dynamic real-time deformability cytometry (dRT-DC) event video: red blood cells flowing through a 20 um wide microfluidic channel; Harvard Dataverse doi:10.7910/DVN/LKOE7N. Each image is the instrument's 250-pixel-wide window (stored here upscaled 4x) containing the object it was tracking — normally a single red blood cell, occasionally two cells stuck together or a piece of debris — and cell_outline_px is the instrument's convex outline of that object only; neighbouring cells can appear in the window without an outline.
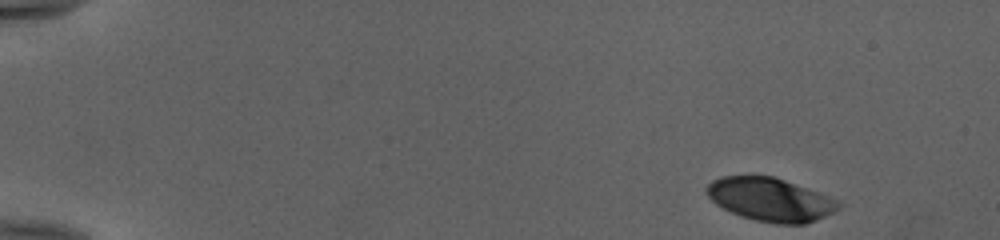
{"species": "human", "species_latin": "Homo sapiens", "temperature_condition": "cold", "stored_images_in_passage": 48, "camera_frame_rate_fps": 3000, "um_per_image_px": 0.085, "donor": {"sex": "female"}, "frame": {"image": 1, "passage_image": 1, "time_ms": 0.0, "image_size_px": [1000, 240], "cell_outline_px": [[840, 204], [832, 212], [816, 220], [804, 224], [776, 224], [756, 220], [740, 216], [716, 204], [704, 192], [704, 188], [712, 180], [720, 176], [772, 176], [784, 180], [816, 192], [836, 200]], "centroid_in_image_um": [65.39, 16.96], "position_along_channel_um": 19.6, "area_um2": 32.77}}
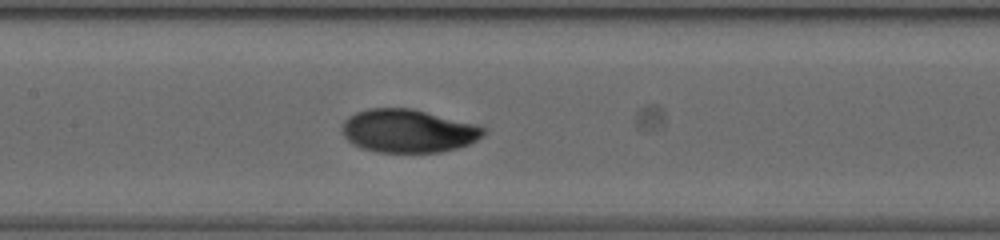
{"frame": {"image": 2, "passage_image": 23, "time_ms": 7.333, "image_size_px": [1000, 240], "cell_outline_px": [[488, 132], [484, 136], [468, 144], [456, 148], [440, 152], [376, 152], [360, 148], [352, 144], [344, 136], [344, 120], [348, 116], [356, 112], [368, 108], [412, 108], [488, 128]], "centroid_in_image_um": [34.7, 11.13], "position_along_channel_um": 172.7, "area_um2": 35.55}}
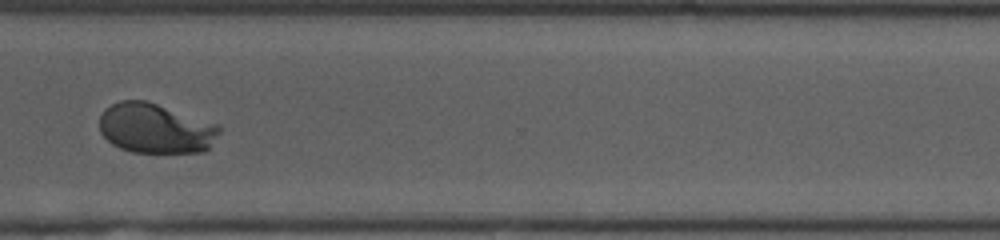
{"frame": {"image": 3, "passage_image": 37, "time_ms": 12.0, "image_size_px": [1000, 240], "cell_outline_px": [[224, 128], [208, 148], [204, 152], [132, 152], [120, 148], [112, 144], [100, 132], [100, 116], [104, 108], [120, 100], [148, 100], [220, 124]], "centroid_in_image_um": [13.26, 10.89], "position_along_channel_um": 357.3, "area_um2": 35.37}, "authors_computed_cell_mechanics": {"area_um2": 35.0846, "velocity_mm_per_s": 3.9613, "shape_relaxation_time_tau1_ms": 4.4118, "shape_relaxation_time_tau2_ms": null, "deformation_change_tau1": 0.1736, "deformation_change_tau2": null}}